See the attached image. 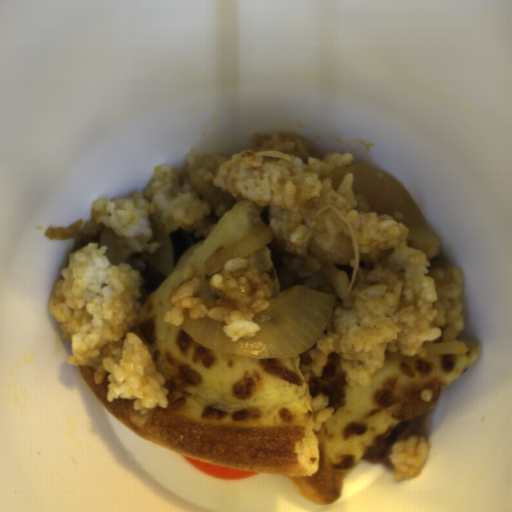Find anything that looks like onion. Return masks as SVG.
I'll use <instances>...</instances> for the list:
<instances>
[{"instance_id": "6bf65262", "label": "onion", "mask_w": 512, "mask_h": 512, "mask_svg": "<svg viewBox=\"0 0 512 512\" xmlns=\"http://www.w3.org/2000/svg\"><path fill=\"white\" fill-rule=\"evenodd\" d=\"M345 170L353 177V194L365 196L369 212L389 215L403 224L408 229V239L440 245L414 198L390 173L373 165L361 164L348 166Z\"/></svg>"}, {"instance_id": "06740285", "label": "onion", "mask_w": 512, "mask_h": 512, "mask_svg": "<svg viewBox=\"0 0 512 512\" xmlns=\"http://www.w3.org/2000/svg\"><path fill=\"white\" fill-rule=\"evenodd\" d=\"M336 296L308 285L292 286L269 301V307L252 316L260 331L237 341L225 334L224 320L209 316L190 317L184 310L180 324L187 335L216 353L252 359H285L307 352L320 337L334 313Z\"/></svg>"}, {"instance_id": "25a0d678", "label": "onion", "mask_w": 512, "mask_h": 512, "mask_svg": "<svg viewBox=\"0 0 512 512\" xmlns=\"http://www.w3.org/2000/svg\"><path fill=\"white\" fill-rule=\"evenodd\" d=\"M427 356L450 355V354H466V342L461 341H445L433 344H426L424 347Z\"/></svg>"}, {"instance_id": "bf0cefb9", "label": "onion", "mask_w": 512, "mask_h": 512, "mask_svg": "<svg viewBox=\"0 0 512 512\" xmlns=\"http://www.w3.org/2000/svg\"><path fill=\"white\" fill-rule=\"evenodd\" d=\"M83 220L79 219L72 225L61 228V229H55L53 227H47L44 231L43 235L44 237L49 238L50 240H67L69 238H72L75 236L79 231L83 224Z\"/></svg>"}, {"instance_id": "2ce2d468", "label": "onion", "mask_w": 512, "mask_h": 512, "mask_svg": "<svg viewBox=\"0 0 512 512\" xmlns=\"http://www.w3.org/2000/svg\"><path fill=\"white\" fill-rule=\"evenodd\" d=\"M149 224L152 231V239L148 242H157L158 248L153 252H142L144 258L150 266L164 277L174 270V253L169 234L157 214L149 215Z\"/></svg>"}, {"instance_id": "9b606d95", "label": "onion", "mask_w": 512, "mask_h": 512, "mask_svg": "<svg viewBox=\"0 0 512 512\" xmlns=\"http://www.w3.org/2000/svg\"><path fill=\"white\" fill-rule=\"evenodd\" d=\"M202 302H203V304H205L206 309H207L208 311H211V309H212V308H216V307H223V306H224V305H220V304H217V303H211V302H209V301H208V300H206V299H203V301H202Z\"/></svg>"}, {"instance_id": "23ac38db", "label": "onion", "mask_w": 512, "mask_h": 512, "mask_svg": "<svg viewBox=\"0 0 512 512\" xmlns=\"http://www.w3.org/2000/svg\"><path fill=\"white\" fill-rule=\"evenodd\" d=\"M273 231L267 224H262L231 243L222 250L212 254L204 263L206 273L212 276L231 258L243 259L273 241Z\"/></svg>"}, {"instance_id": "55239325", "label": "onion", "mask_w": 512, "mask_h": 512, "mask_svg": "<svg viewBox=\"0 0 512 512\" xmlns=\"http://www.w3.org/2000/svg\"><path fill=\"white\" fill-rule=\"evenodd\" d=\"M307 256L321 263V268L313 274L321 277L334 289L341 271L335 265L345 267L356 259L353 241L350 235H346L343 231L338 233L333 246L329 249H322L317 241L311 238L307 244Z\"/></svg>"}, {"instance_id": "275d332c", "label": "onion", "mask_w": 512, "mask_h": 512, "mask_svg": "<svg viewBox=\"0 0 512 512\" xmlns=\"http://www.w3.org/2000/svg\"><path fill=\"white\" fill-rule=\"evenodd\" d=\"M183 181L198 192L214 210L218 209L219 205H224L226 210H230L237 204V200L232 198L228 192L215 187L212 181L205 180L203 176L195 172L188 175Z\"/></svg>"}]
</instances>
